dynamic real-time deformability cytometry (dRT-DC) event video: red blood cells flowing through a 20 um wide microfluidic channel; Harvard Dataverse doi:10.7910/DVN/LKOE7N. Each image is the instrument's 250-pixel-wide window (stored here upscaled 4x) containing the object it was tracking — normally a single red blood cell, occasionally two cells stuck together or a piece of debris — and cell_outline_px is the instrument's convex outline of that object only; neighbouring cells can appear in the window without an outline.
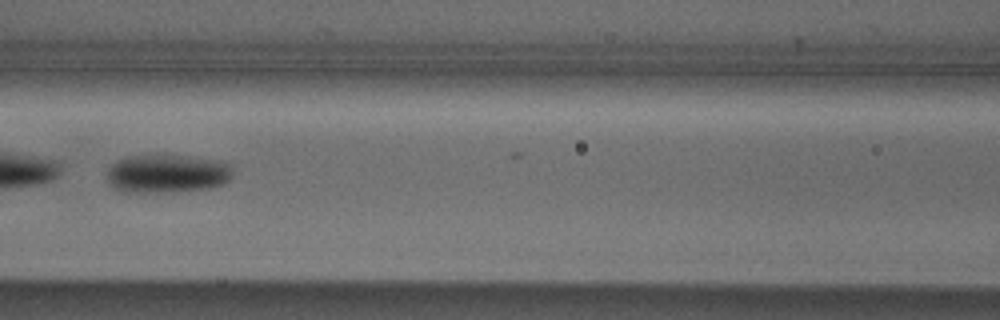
{"species": "Egyptian fruit bat (a non-hibernating species)", "species_latin": "Rousettus aegyptiacus", "temperature_condition": "cold", "stored_images_in_passage": 10, "camera_frame_rate_fps": 3000, "um_per_image_px": 0.085, "animal": {"sex": "male"}, "frame": {"image": 1, "passage_image": 6, "time_ms": 6.0, "image_size_px": [1000, 320], "cell_outline_px": [[232, 176], [224, 184], [212, 188], [176, 192], [120, 192], [112, 188], [104, 172], [112, 164], [128, 156], [188, 156], [224, 160], [232, 164]], "centroid_in_image_um": [14.24, 14.77], "position_along_channel_um": 152.4, "area_um2": 28.73}}
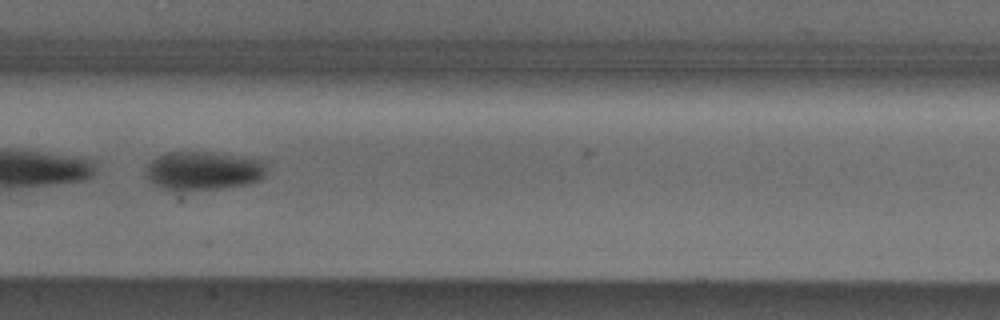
{"frame": {"image": 2, "passage_image": 7, "time_ms": 7.0, "image_size_px": [1000, 320], "cell_outline_px": [[268, 168], [264, 176], [260, 180], [252, 184], [220, 188], [172, 192], [160, 188], [152, 184], [144, 176], [144, 172], [148, 164], [156, 156], [164, 152], [200, 152], [268, 160]], "centroid_in_image_um": [17.26, 14.54], "position_along_channel_um": 190.1, "area_um2": 27.98}}
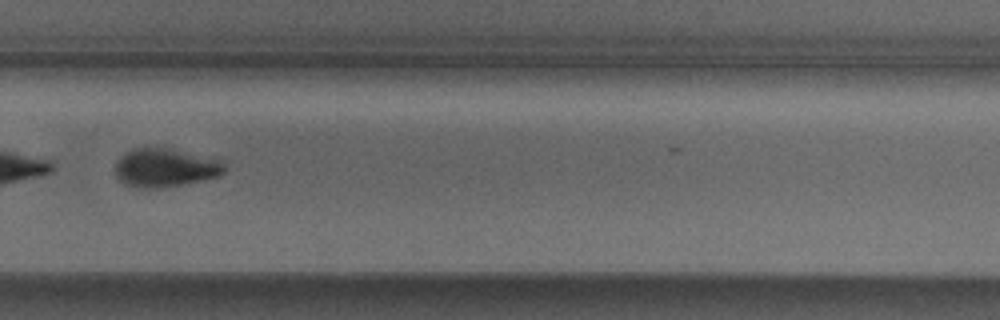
{"frame": {"image": 3, "passage_image": 10, "time_ms": 10.333, "image_size_px": [1000, 320], "cell_outline_px": [[228, 168], [220, 176], [180, 184], [156, 188], [140, 188], [124, 184], [116, 176], [116, 160], [120, 156], [132, 148], [172, 148], [224, 160]], "centroid_in_image_um": [14.08, 14.23], "position_along_channel_um": 315.7, "area_um2": 24.74}}